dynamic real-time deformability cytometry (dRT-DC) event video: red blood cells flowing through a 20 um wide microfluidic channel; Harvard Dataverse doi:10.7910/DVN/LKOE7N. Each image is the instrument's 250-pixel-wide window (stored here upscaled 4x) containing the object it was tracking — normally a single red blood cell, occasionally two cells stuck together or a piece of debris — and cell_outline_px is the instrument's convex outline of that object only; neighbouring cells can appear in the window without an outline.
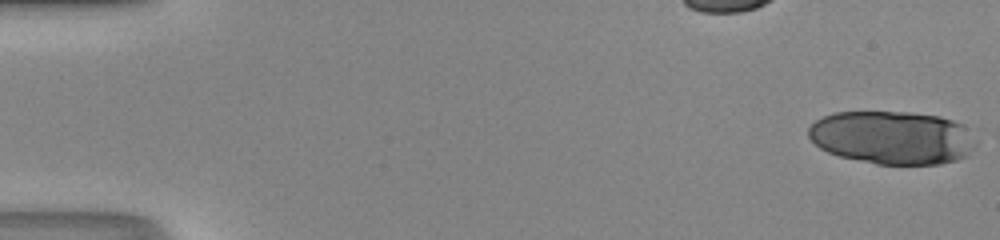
{"species": "human", "species_latin": "Homo sapiens", "temperature_condition": "room temperature", "stored_images_in_passage": 50, "camera_frame_rate_fps": 3000, "um_per_image_px": 0.085, "donor": {"sex": "male"}, "frame": {"image": 1, "passage_image": 1, "time_ms": 0.0, "image_size_px": [1000, 240], "cell_outline_px": [[976, 144], [964, 156], [956, 160], [940, 164], [876, 164], [840, 156], [828, 152], [820, 148], [808, 136], [808, 128], [816, 120], [832, 112], [908, 112], [940, 116], [964, 124], [972, 128], [976, 132]], "centroid_in_image_um": [75.89, 11.68], "position_along_channel_um": 9.1, "area_um2": 52.37}}
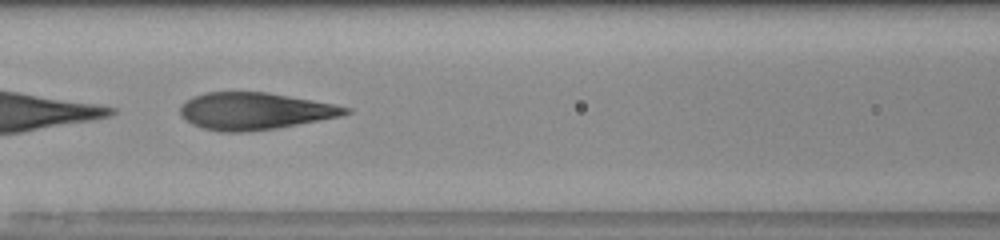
{"frame": {"image": 2, "passage_image": 24, "time_ms": 7.667, "image_size_px": [1000, 240], "cell_outline_px": [[352, 112], [340, 116], [276, 128], [244, 132], [220, 132], [204, 128], [192, 124], [180, 116], [180, 108], [192, 96], [204, 92], [264, 92], [336, 104], [352, 108]], "centroid_in_image_um": [21.64, 9.44], "position_along_channel_um": 145.0, "area_um2": 35.49}, "authors_computed_cell_mechanics": {"area_um2": 37.3388, "velocity_mm_per_s": 4.2076, "shape_relaxation_time_tau1_ms": 4.5184, "shape_relaxation_time_tau2_ms": 0.9358, "deformation_change_tau1": 0.2221, "deformation_change_tau2": 0.1128}}